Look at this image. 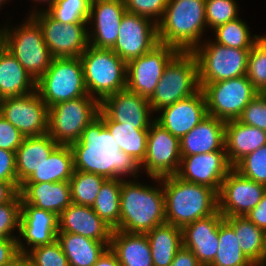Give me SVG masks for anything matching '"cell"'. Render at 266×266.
<instances>
[{
  "mask_svg": "<svg viewBox=\"0 0 266 266\" xmlns=\"http://www.w3.org/2000/svg\"><path fill=\"white\" fill-rule=\"evenodd\" d=\"M70 146L77 171L97 174L106 179H122L129 174L134 179L139 176L140 164L119 149L99 116L85 127L80 140Z\"/></svg>",
  "mask_w": 266,
  "mask_h": 266,
  "instance_id": "1",
  "label": "cell"
},
{
  "mask_svg": "<svg viewBox=\"0 0 266 266\" xmlns=\"http://www.w3.org/2000/svg\"><path fill=\"white\" fill-rule=\"evenodd\" d=\"M160 184L152 187L132 179H122L120 220L115 230L146 234L166 222L164 190L160 178L150 177Z\"/></svg>",
  "mask_w": 266,
  "mask_h": 266,
  "instance_id": "2",
  "label": "cell"
},
{
  "mask_svg": "<svg viewBox=\"0 0 266 266\" xmlns=\"http://www.w3.org/2000/svg\"><path fill=\"white\" fill-rule=\"evenodd\" d=\"M160 180L167 223L183 228L218 211V193L214 189L183 181L176 175L161 177Z\"/></svg>",
  "mask_w": 266,
  "mask_h": 266,
  "instance_id": "3",
  "label": "cell"
},
{
  "mask_svg": "<svg viewBox=\"0 0 266 266\" xmlns=\"http://www.w3.org/2000/svg\"><path fill=\"white\" fill-rule=\"evenodd\" d=\"M158 41L179 51H193L206 31L205 0H168L157 24Z\"/></svg>",
  "mask_w": 266,
  "mask_h": 266,
  "instance_id": "4",
  "label": "cell"
},
{
  "mask_svg": "<svg viewBox=\"0 0 266 266\" xmlns=\"http://www.w3.org/2000/svg\"><path fill=\"white\" fill-rule=\"evenodd\" d=\"M80 60L87 92L100 103L113 93L126 89L127 63L112 49L89 45Z\"/></svg>",
  "mask_w": 266,
  "mask_h": 266,
  "instance_id": "5",
  "label": "cell"
},
{
  "mask_svg": "<svg viewBox=\"0 0 266 266\" xmlns=\"http://www.w3.org/2000/svg\"><path fill=\"white\" fill-rule=\"evenodd\" d=\"M198 63L192 51H179L167 64L154 93L151 110H159L188 98L200 90Z\"/></svg>",
  "mask_w": 266,
  "mask_h": 266,
  "instance_id": "6",
  "label": "cell"
},
{
  "mask_svg": "<svg viewBox=\"0 0 266 266\" xmlns=\"http://www.w3.org/2000/svg\"><path fill=\"white\" fill-rule=\"evenodd\" d=\"M36 91L48 107L89 96L80 57L53 58L47 71L36 81Z\"/></svg>",
  "mask_w": 266,
  "mask_h": 266,
  "instance_id": "7",
  "label": "cell"
},
{
  "mask_svg": "<svg viewBox=\"0 0 266 266\" xmlns=\"http://www.w3.org/2000/svg\"><path fill=\"white\" fill-rule=\"evenodd\" d=\"M17 28L6 24V49L37 81L53 60L38 23L29 15Z\"/></svg>",
  "mask_w": 266,
  "mask_h": 266,
  "instance_id": "8",
  "label": "cell"
},
{
  "mask_svg": "<svg viewBox=\"0 0 266 266\" xmlns=\"http://www.w3.org/2000/svg\"><path fill=\"white\" fill-rule=\"evenodd\" d=\"M99 111L100 102L91 96L57 103L49 107L48 134L60 145H71Z\"/></svg>",
  "mask_w": 266,
  "mask_h": 266,
  "instance_id": "9",
  "label": "cell"
},
{
  "mask_svg": "<svg viewBox=\"0 0 266 266\" xmlns=\"http://www.w3.org/2000/svg\"><path fill=\"white\" fill-rule=\"evenodd\" d=\"M204 41L192 51L198 63L199 83H214L246 75L251 49L230 48L213 40Z\"/></svg>",
  "mask_w": 266,
  "mask_h": 266,
  "instance_id": "10",
  "label": "cell"
},
{
  "mask_svg": "<svg viewBox=\"0 0 266 266\" xmlns=\"http://www.w3.org/2000/svg\"><path fill=\"white\" fill-rule=\"evenodd\" d=\"M199 85L206 98L208 115L225 122L237 120L259 94L246 76Z\"/></svg>",
  "mask_w": 266,
  "mask_h": 266,
  "instance_id": "11",
  "label": "cell"
},
{
  "mask_svg": "<svg viewBox=\"0 0 266 266\" xmlns=\"http://www.w3.org/2000/svg\"><path fill=\"white\" fill-rule=\"evenodd\" d=\"M29 14L40 26L43 39L54 58L80 57L89 46L88 23L62 24L46 11L37 9Z\"/></svg>",
  "mask_w": 266,
  "mask_h": 266,
  "instance_id": "12",
  "label": "cell"
},
{
  "mask_svg": "<svg viewBox=\"0 0 266 266\" xmlns=\"http://www.w3.org/2000/svg\"><path fill=\"white\" fill-rule=\"evenodd\" d=\"M0 114L25 137L48 134L49 107L35 90L0 100Z\"/></svg>",
  "mask_w": 266,
  "mask_h": 266,
  "instance_id": "13",
  "label": "cell"
},
{
  "mask_svg": "<svg viewBox=\"0 0 266 266\" xmlns=\"http://www.w3.org/2000/svg\"><path fill=\"white\" fill-rule=\"evenodd\" d=\"M178 52L173 46L159 43L150 52L128 61L126 89L149 99L165 67Z\"/></svg>",
  "mask_w": 266,
  "mask_h": 266,
  "instance_id": "14",
  "label": "cell"
},
{
  "mask_svg": "<svg viewBox=\"0 0 266 266\" xmlns=\"http://www.w3.org/2000/svg\"><path fill=\"white\" fill-rule=\"evenodd\" d=\"M181 157L180 139L154 120L149 127L146 155L140 168H144L149 177L176 175Z\"/></svg>",
  "mask_w": 266,
  "mask_h": 266,
  "instance_id": "15",
  "label": "cell"
},
{
  "mask_svg": "<svg viewBox=\"0 0 266 266\" xmlns=\"http://www.w3.org/2000/svg\"><path fill=\"white\" fill-rule=\"evenodd\" d=\"M265 191V185L243 177L232 168L218 193V211L224 217L246 216L261 201Z\"/></svg>",
  "mask_w": 266,
  "mask_h": 266,
  "instance_id": "16",
  "label": "cell"
},
{
  "mask_svg": "<svg viewBox=\"0 0 266 266\" xmlns=\"http://www.w3.org/2000/svg\"><path fill=\"white\" fill-rule=\"evenodd\" d=\"M158 44L156 22L147 17L126 12L121 20L118 39L112 51L127 63L150 52Z\"/></svg>",
  "mask_w": 266,
  "mask_h": 266,
  "instance_id": "17",
  "label": "cell"
},
{
  "mask_svg": "<svg viewBox=\"0 0 266 266\" xmlns=\"http://www.w3.org/2000/svg\"><path fill=\"white\" fill-rule=\"evenodd\" d=\"M181 156L176 176L186 182L210 187L217 193L227 173L233 168L228 161L226 151Z\"/></svg>",
  "mask_w": 266,
  "mask_h": 266,
  "instance_id": "18",
  "label": "cell"
},
{
  "mask_svg": "<svg viewBox=\"0 0 266 266\" xmlns=\"http://www.w3.org/2000/svg\"><path fill=\"white\" fill-rule=\"evenodd\" d=\"M59 232L58 215L36 206L21 203V217L19 225L18 249L26 254L29 249L50 244L57 239ZM26 241L25 243L22 241ZM31 248H29V247ZM29 248V249H27Z\"/></svg>",
  "mask_w": 266,
  "mask_h": 266,
  "instance_id": "19",
  "label": "cell"
},
{
  "mask_svg": "<svg viewBox=\"0 0 266 266\" xmlns=\"http://www.w3.org/2000/svg\"><path fill=\"white\" fill-rule=\"evenodd\" d=\"M127 12L124 0H96L90 6L88 24L93 30L88 31L89 45L96 48L112 49L115 45L120 23Z\"/></svg>",
  "mask_w": 266,
  "mask_h": 266,
  "instance_id": "20",
  "label": "cell"
},
{
  "mask_svg": "<svg viewBox=\"0 0 266 266\" xmlns=\"http://www.w3.org/2000/svg\"><path fill=\"white\" fill-rule=\"evenodd\" d=\"M100 109L112 121L137 129H149L154 121V118L151 120L153 112L148 99L128 89L106 97L100 103Z\"/></svg>",
  "mask_w": 266,
  "mask_h": 266,
  "instance_id": "21",
  "label": "cell"
},
{
  "mask_svg": "<svg viewBox=\"0 0 266 266\" xmlns=\"http://www.w3.org/2000/svg\"><path fill=\"white\" fill-rule=\"evenodd\" d=\"M159 112L162 115L155 117L154 120L173 136L181 139L208 115L204 92L200 89L194 95L179 100Z\"/></svg>",
  "mask_w": 266,
  "mask_h": 266,
  "instance_id": "22",
  "label": "cell"
},
{
  "mask_svg": "<svg viewBox=\"0 0 266 266\" xmlns=\"http://www.w3.org/2000/svg\"><path fill=\"white\" fill-rule=\"evenodd\" d=\"M224 216L217 211L182 228L183 246L190 249L202 266H209L219 248V225Z\"/></svg>",
  "mask_w": 266,
  "mask_h": 266,
  "instance_id": "23",
  "label": "cell"
},
{
  "mask_svg": "<svg viewBox=\"0 0 266 266\" xmlns=\"http://www.w3.org/2000/svg\"><path fill=\"white\" fill-rule=\"evenodd\" d=\"M58 233H74L111 244L113 229L92 207L71 203L59 216Z\"/></svg>",
  "mask_w": 266,
  "mask_h": 266,
  "instance_id": "24",
  "label": "cell"
},
{
  "mask_svg": "<svg viewBox=\"0 0 266 266\" xmlns=\"http://www.w3.org/2000/svg\"><path fill=\"white\" fill-rule=\"evenodd\" d=\"M225 121L207 115L180 139L181 155H196L225 150Z\"/></svg>",
  "mask_w": 266,
  "mask_h": 266,
  "instance_id": "25",
  "label": "cell"
},
{
  "mask_svg": "<svg viewBox=\"0 0 266 266\" xmlns=\"http://www.w3.org/2000/svg\"><path fill=\"white\" fill-rule=\"evenodd\" d=\"M19 194L27 203L58 216L72 203L69 182L23 183Z\"/></svg>",
  "mask_w": 266,
  "mask_h": 266,
  "instance_id": "26",
  "label": "cell"
},
{
  "mask_svg": "<svg viewBox=\"0 0 266 266\" xmlns=\"http://www.w3.org/2000/svg\"><path fill=\"white\" fill-rule=\"evenodd\" d=\"M263 145H266L265 131L238 120L225 123V150L232 166Z\"/></svg>",
  "mask_w": 266,
  "mask_h": 266,
  "instance_id": "27",
  "label": "cell"
},
{
  "mask_svg": "<svg viewBox=\"0 0 266 266\" xmlns=\"http://www.w3.org/2000/svg\"><path fill=\"white\" fill-rule=\"evenodd\" d=\"M58 145L49 134L24 138L15 152L19 188L47 160Z\"/></svg>",
  "mask_w": 266,
  "mask_h": 266,
  "instance_id": "28",
  "label": "cell"
},
{
  "mask_svg": "<svg viewBox=\"0 0 266 266\" xmlns=\"http://www.w3.org/2000/svg\"><path fill=\"white\" fill-rule=\"evenodd\" d=\"M109 247L117 255L121 266H153L146 234L113 230Z\"/></svg>",
  "mask_w": 266,
  "mask_h": 266,
  "instance_id": "29",
  "label": "cell"
},
{
  "mask_svg": "<svg viewBox=\"0 0 266 266\" xmlns=\"http://www.w3.org/2000/svg\"><path fill=\"white\" fill-rule=\"evenodd\" d=\"M36 90V81L5 49L0 54V100L29 94Z\"/></svg>",
  "mask_w": 266,
  "mask_h": 266,
  "instance_id": "30",
  "label": "cell"
},
{
  "mask_svg": "<svg viewBox=\"0 0 266 266\" xmlns=\"http://www.w3.org/2000/svg\"><path fill=\"white\" fill-rule=\"evenodd\" d=\"M234 228L243 254L255 265L263 266L266 259V231L245 216L224 217Z\"/></svg>",
  "mask_w": 266,
  "mask_h": 266,
  "instance_id": "31",
  "label": "cell"
},
{
  "mask_svg": "<svg viewBox=\"0 0 266 266\" xmlns=\"http://www.w3.org/2000/svg\"><path fill=\"white\" fill-rule=\"evenodd\" d=\"M57 240L70 266H93L109 248L105 242L74 233H58Z\"/></svg>",
  "mask_w": 266,
  "mask_h": 266,
  "instance_id": "32",
  "label": "cell"
},
{
  "mask_svg": "<svg viewBox=\"0 0 266 266\" xmlns=\"http://www.w3.org/2000/svg\"><path fill=\"white\" fill-rule=\"evenodd\" d=\"M151 248L153 266H170L183 246L182 228L163 223L146 233Z\"/></svg>",
  "mask_w": 266,
  "mask_h": 266,
  "instance_id": "33",
  "label": "cell"
},
{
  "mask_svg": "<svg viewBox=\"0 0 266 266\" xmlns=\"http://www.w3.org/2000/svg\"><path fill=\"white\" fill-rule=\"evenodd\" d=\"M74 156L70 145H58L47 160L24 182H69L74 173Z\"/></svg>",
  "mask_w": 266,
  "mask_h": 266,
  "instance_id": "34",
  "label": "cell"
},
{
  "mask_svg": "<svg viewBox=\"0 0 266 266\" xmlns=\"http://www.w3.org/2000/svg\"><path fill=\"white\" fill-rule=\"evenodd\" d=\"M98 116L103 120L119 149L131 155L141 165L146 155L149 129H137L134 126L114 122L101 109Z\"/></svg>",
  "mask_w": 266,
  "mask_h": 266,
  "instance_id": "35",
  "label": "cell"
},
{
  "mask_svg": "<svg viewBox=\"0 0 266 266\" xmlns=\"http://www.w3.org/2000/svg\"><path fill=\"white\" fill-rule=\"evenodd\" d=\"M122 179H106L92 206L96 214L113 230L120 220V193Z\"/></svg>",
  "mask_w": 266,
  "mask_h": 266,
  "instance_id": "36",
  "label": "cell"
},
{
  "mask_svg": "<svg viewBox=\"0 0 266 266\" xmlns=\"http://www.w3.org/2000/svg\"><path fill=\"white\" fill-rule=\"evenodd\" d=\"M209 266H255L241 251L234 228L225 219L219 225V248Z\"/></svg>",
  "mask_w": 266,
  "mask_h": 266,
  "instance_id": "37",
  "label": "cell"
},
{
  "mask_svg": "<svg viewBox=\"0 0 266 266\" xmlns=\"http://www.w3.org/2000/svg\"><path fill=\"white\" fill-rule=\"evenodd\" d=\"M105 177L75 170L70 178L72 203L92 207Z\"/></svg>",
  "mask_w": 266,
  "mask_h": 266,
  "instance_id": "38",
  "label": "cell"
},
{
  "mask_svg": "<svg viewBox=\"0 0 266 266\" xmlns=\"http://www.w3.org/2000/svg\"><path fill=\"white\" fill-rule=\"evenodd\" d=\"M215 42L230 48L252 49L253 44L260 38L250 34L247 24L239 17L229 21L214 30Z\"/></svg>",
  "mask_w": 266,
  "mask_h": 266,
  "instance_id": "39",
  "label": "cell"
},
{
  "mask_svg": "<svg viewBox=\"0 0 266 266\" xmlns=\"http://www.w3.org/2000/svg\"><path fill=\"white\" fill-rule=\"evenodd\" d=\"M91 3L88 0H55L49 9H43L62 24L88 23Z\"/></svg>",
  "mask_w": 266,
  "mask_h": 266,
  "instance_id": "40",
  "label": "cell"
},
{
  "mask_svg": "<svg viewBox=\"0 0 266 266\" xmlns=\"http://www.w3.org/2000/svg\"><path fill=\"white\" fill-rule=\"evenodd\" d=\"M259 93L266 92V35L253 44L245 75Z\"/></svg>",
  "mask_w": 266,
  "mask_h": 266,
  "instance_id": "41",
  "label": "cell"
},
{
  "mask_svg": "<svg viewBox=\"0 0 266 266\" xmlns=\"http://www.w3.org/2000/svg\"><path fill=\"white\" fill-rule=\"evenodd\" d=\"M233 169L243 177L266 186V145L244 156Z\"/></svg>",
  "mask_w": 266,
  "mask_h": 266,
  "instance_id": "42",
  "label": "cell"
},
{
  "mask_svg": "<svg viewBox=\"0 0 266 266\" xmlns=\"http://www.w3.org/2000/svg\"><path fill=\"white\" fill-rule=\"evenodd\" d=\"M238 5L235 0H205L206 24L215 29L237 19Z\"/></svg>",
  "mask_w": 266,
  "mask_h": 266,
  "instance_id": "43",
  "label": "cell"
},
{
  "mask_svg": "<svg viewBox=\"0 0 266 266\" xmlns=\"http://www.w3.org/2000/svg\"><path fill=\"white\" fill-rule=\"evenodd\" d=\"M26 256L29 258L32 266H70L57 239L50 244L30 249Z\"/></svg>",
  "mask_w": 266,
  "mask_h": 266,
  "instance_id": "44",
  "label": "cell"
},
{
  "mask_svg": "<svg viewBox=\"0 0 266 266\" xmlns=\"http://www.w3.org/2000/svg\"><path fill=\"white\" fill-rule=\"evenodd\" d=\"M21 203L18 192L10 201L0 204V239L18 238L12 232L15 229L19 232Z\"/></svg>",
  "mask_w": 266,
  "mask_h": 266,
  "instance_id": "45",
  "label": "cell"
},
{
  "mask_svg": "<svg viewBox=\"0 0 266 266\" xmlns=\"http://www.w3.org/2000/svg\"><path fill=\"white\" fill-rule=\"evenodd\" d=\"M124 3L127 12L147 17L158 24L164 16L168 0H124Z\"/></svg>",
  "mask_w": 266,
  "mask_h": 266,
  "instance_id": "46",
  "label": "cell"
},
{
  "mask_svg": "<svg viewBox=\"0 0 266 266\" xmlns=\"http://www.w3.org/2000/svg\"><path fill=\"white\" fill-rule=\"evenodd\" d=\"M237 120L266 132V94L259 93L256 95L243 109Z\"/></svg>",
  "mask_w": 266,
  "mask_h": 266,
  "instance_id": "47",
  "label": "cell"
},
{
  "mask_svg": "<svg viewBox=\"0 0 266 266\" xmlns=\"http://www.w3.org/2000/svg\"><path fill=\"white\" fill-rule=\"evenodd\" d=\"M25 136L0 114V148L16 152Z\"/></svg>",
  "mask_w": 266,
  "mask_h": 266,
  "instance_id": "48",
  "label": "cell"
},
{
  "mask_svg": "<svg viewBox=\"0 0 266 266\" xmlns=\"http://www.w3.org/2000/svg\"><path fill=\"white\" fill-rule=\"evenodd\" d=\"M0 181L18 182L15 152L0 148Z\"/></svg>",
  "mask_w": 266,
  "mask_h": 266,
  "instance_id": "49",
  "label": "cell"
},
{
  "mask_svg": "<svg viewBox=\"0 0 266 266\" xmlns=\"http://www.w3.org/2000/svg\"><path fill=\"white\" fill-rule=\"evenodd\" d=\"M19 254L17 238L0 239V266L10 263Z\"/></svg>",
  "mask_w": 266,
  "mask_h": 266,
  "instance_id": "50",
  "label": "cell"
},
{
  "mask_svg": "<svg viewBox=\"0 0 266 266\" xmlns=\"http://www.w3.org/2000/svg\"><path fill=\"white\" fill-rule=\"evenodd\" d=\"M245 217L252 221L257 227L266 231V191L261 201Z\"/></svg>",
  "mask_w": 266,
  "mask_h": 266,
  "instance_id": "51",
  "label": "cell"
},
{
  "mask_svg": "<svg viewBox=\"0 0 266 266\" xmlns=\"http://www.w3.org/2000/svg\"><path fill=\"white\" fill-rule=\"evenodd\" d=\"M170 266H202L193 252L182 246L178 252L175 254V257Z\"/></svg>",
  "mask_w": 266,
  "mask_h": 266,
  "instance_id": "52",
  "label": "cell"
},
{
  "mask_svg": "<svg viewBox=\"0 0 266 266\" xmlns=\"http://www.w3.org/2000/svg\"><path fill=\"white\" fill-rule=\"evenodd\" d=\"M18 192V182L0 181V204L10 201Z\"/></svg>",
  "mask_w": 266,
  "mask_h": 266,
  "instance_id": "53",
  "label": "cell"
},
{
  "mask_svg": "<svg viewBox=\"0 0 266 266\" xmlns=\"http://www.w3.org/2000/svg\"><path fill=\"white\" fill-rule=\"evenodd\" d=\"M93 266H121V265L119 263L117 255L109 247Z\"/></svg>",
  "mask_w": 266,
  "mask_h": 266,
  "instance_id": "54",
  "label": "cell"
},
{
  "mask_svg": "<svg viewBox=\"0 0 266 266\" xmlns=\"http://www.w3.org/2000/svg\"><path fill=\"white\" fill-rule=\"evenodd\" d=\"M4 266H32V265L26 254L20 253L15 259H13L10 263Z\"/></svg>",
  "mask_w": 266,
  "mask_h": 266,
  "instance_id": "55",
  "label": "cell"
},
{
  "mask_svg": "<svg viewBox=\"0 0 266 266\" xmlns=\"http://www.w3.org/2000/svg\"><path fill=\"white\" fill-rule=\"evenodd\" d=\"M6 49V26L0 28V54Z\"/></svg>",
  "mask_w": 266,
  "mask_h": 266,
  "instance_id": "56",
  "label": "cell"
},
{
  "mask_svg": "<svg viewBox=\"0 0 266 266\" xmlns=\"http://www.w3.org/2000/svg\"><path fill=\"white\" fill-rule=\"evenodd\" d=\"M32 1H34V2H36V1H38L39 3H41V2H46V3H48V7H47V9H49L54 3H55V0H32Z\"/></svg>",
  "mask_w": 266,
  "mask_h": 266,
  "instance_id": "57",
  "label": "cell"
},
{
  "mask_svg": "<svg viewBox=\"0 0 266 266\" xmlns=\"http://www.w3.org/2000/svg\"><path fill=\"white\" fill-rule=\"evenodd\" d=\"M4 1L7 2V0H0V7L5 3Z\"/></svg>",
  "mask_w": 266,
  "mask_h": 266,
  "instance_id": "58",
  "label": "cell"
},
{
  "mask_svg": "<svg viewBox=\"0 0 266 266\" xmlns=\"http://www.w3.org/2000/svg\"><path fill=\"white\" fill-rule=\"evenodd\" d=\"M91 4L93 3V2H95L96 0H88Z\"/></svg>",
  "mask_w": 266,
  "mask_h": 266,
  "instance_id": "59",
  "label": "cell"
}]
</instances>
